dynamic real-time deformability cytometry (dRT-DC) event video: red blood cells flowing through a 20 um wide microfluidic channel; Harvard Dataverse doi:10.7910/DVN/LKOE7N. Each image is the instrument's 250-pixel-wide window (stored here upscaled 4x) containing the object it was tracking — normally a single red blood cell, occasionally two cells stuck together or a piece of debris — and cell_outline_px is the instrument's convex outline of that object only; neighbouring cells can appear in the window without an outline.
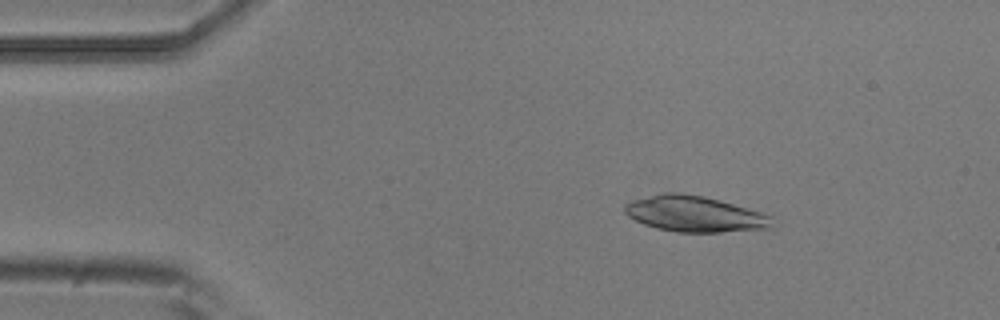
{"species": "common noctule bat (a hibernating species)", "species_latin": "Nyctalus noctula", "temperature_condition": "room temperature", "stored_images_in_passage": 4, "camera_frame_rate_fps": 3000, "um_per_image_px": 0.085, "animal": {"sex": "male", "body_mass_g": 20.5, "forearm_length_mm": 52.5}, "frame": {"image": 1, "passage_image": 2, "time_ms": 0.333, "image_size_px": [1000, 320], "cell_outline_px": [[772, 228], [720, 232], [676, 232], [656, 228], [644, 224], [628, 216], [624, 212], [624, 204], [632, 200], [664, 192], [676, 192], [704, 196], [760, 212], [772, 216]], "centroid_in_image_um": [59.01, 18.19], "position_along_channel_um": 26.0, "area_um2": 30.63}}